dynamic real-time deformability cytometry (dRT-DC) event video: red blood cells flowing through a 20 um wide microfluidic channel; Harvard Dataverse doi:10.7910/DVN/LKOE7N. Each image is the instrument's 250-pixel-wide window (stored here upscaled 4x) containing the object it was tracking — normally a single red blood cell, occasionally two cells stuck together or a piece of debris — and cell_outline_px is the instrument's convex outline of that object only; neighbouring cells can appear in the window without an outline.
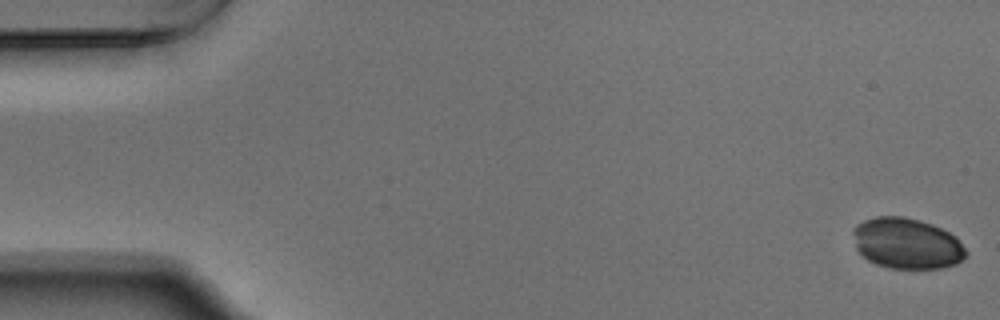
{"species": "Egyptian fruit bat (a non-hibernating species)", "species_latin": "Rousettus aegyptiacus", "temperature_condition": "warm", "stored_images_in_passage": 55, "camera_frame_rate_fps": 3000, "um_per_image_px": 0.085, "animal": {"sex": "male"}, "frame": {"image": 1, "passage_image": 1, "time_ms": 0.0, "image_size_px": [1000, 320], "cell_outline_px": [[968, 256], [956, 264], [940, 268], [888, 268], [876, 264], [860, 256], [856, 248], [852, 232], [852, 228], [856, 224], [864, 220], [876, 216], [904, 216], [920, 220], [932, 224], [956, 236], [968, 252]], "centroid_in_image_um": [77.06, 20.69], "position_along_channel_um": 7.9, "area_um2": 33.87}}
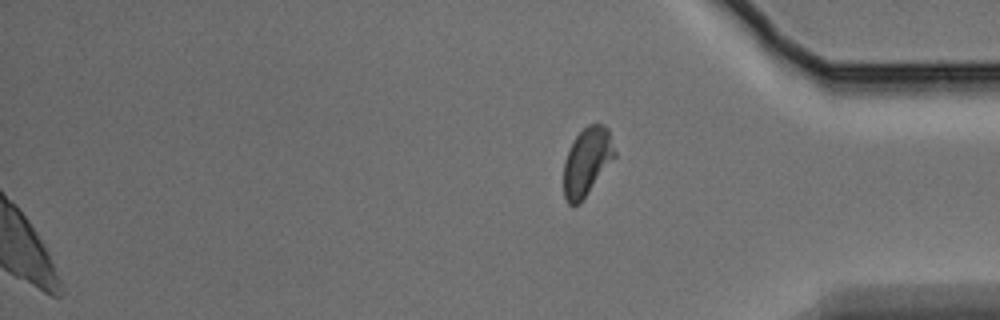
{"frame": {"image": 2, "passage_image": 55, "time_ms": 18.0, "image_size_px": [1000, 320], "cell_outline_px": [[616, 156], [580, 204], [568, 204], [564, 196], [564, 160], [576, 136], [588, 124], [604, 124], [608, 128], [616, 152]], "centroid_in_image_um": [49.91, 13.73], "position_along_channel_um": 385.3, "area_um2": 20.11}}